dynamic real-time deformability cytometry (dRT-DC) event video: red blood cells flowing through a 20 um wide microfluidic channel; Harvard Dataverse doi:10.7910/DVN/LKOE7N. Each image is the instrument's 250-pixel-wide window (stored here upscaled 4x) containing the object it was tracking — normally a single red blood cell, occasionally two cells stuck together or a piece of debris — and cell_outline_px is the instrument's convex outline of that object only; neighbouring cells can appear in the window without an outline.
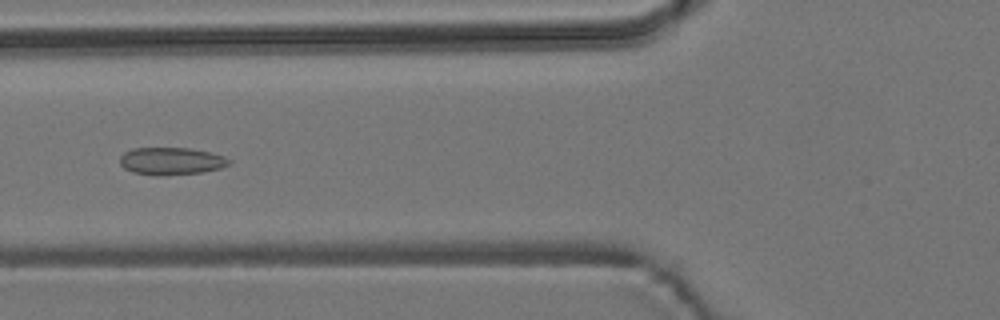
{"species": "common noctule bat (a hibernating species)", "species_latin": "Nyctalus noctula", "temperature_condition": "room temperature", "stored_images_in_passage": 3, "camera_frame_rate_fps": 3000, "um_per_image_px": 0.085, "animal": {"sex": "male", "body_mass_g": 19.2, "forearm_length_mm": 51.8}, "frame": {"image": 1, "passage_image": 3, "time_ms": 2.333, "image_size_px": [1000, 320], "cell_outline_px": [[232, 164], [220, 168], [200, 172], [164, 176], [132, 172], [124, 168], [120, 164], [120, 156], [124, 152], [132, 148], [188, 148], [208, 152], [224, 156], [232, 160]], "centroid_in_image_um": [14.55, 13.69], "position_along_channel_um": 111.2, "area_um2": 17.46}}